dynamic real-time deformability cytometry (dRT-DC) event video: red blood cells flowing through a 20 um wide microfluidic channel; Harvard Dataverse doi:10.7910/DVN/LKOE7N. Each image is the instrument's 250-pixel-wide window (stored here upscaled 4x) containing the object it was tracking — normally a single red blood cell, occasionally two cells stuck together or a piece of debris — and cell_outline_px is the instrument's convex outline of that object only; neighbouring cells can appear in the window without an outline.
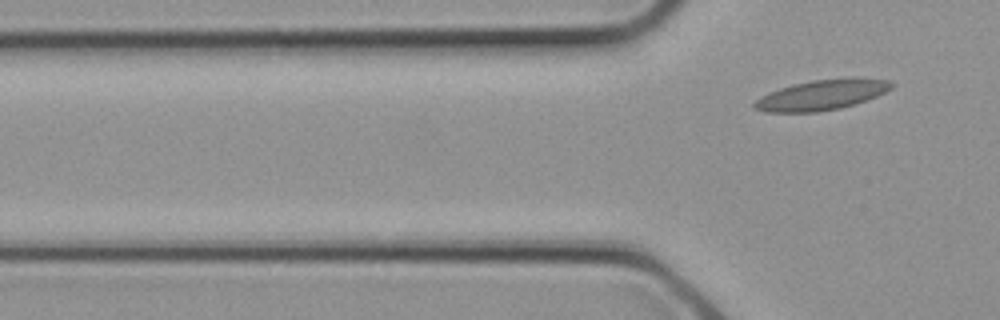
{"species": "common noctule bat (a hibernating species)", "species_latin": "Nyctalus noctula", "temperature_condition": "cold", "stored_images_in_passage": 2, "camera_frame_rate_fps": 3000, "um_per_image_px": 0.085, "animal": {"sex": "female", "body_mass_g": 21.9}, "frame": {"image": 1, "passage_image": 2, "time_ms": 0.333, "image_size_px": [1000, 320], "cell_outline_px": [[892, 88], [876, 96], [840, 108], [816, 112], [764, 112], [752, 108], [752, 104], [760, 96], [768, 92], [780, 88], [812, 80], [856, 76], [888, 80], [892, 84]], "centroid_in_image_um": [69.81, 8.05], "position_along_channel_um": 56.0, "area_um2": 24.22}}